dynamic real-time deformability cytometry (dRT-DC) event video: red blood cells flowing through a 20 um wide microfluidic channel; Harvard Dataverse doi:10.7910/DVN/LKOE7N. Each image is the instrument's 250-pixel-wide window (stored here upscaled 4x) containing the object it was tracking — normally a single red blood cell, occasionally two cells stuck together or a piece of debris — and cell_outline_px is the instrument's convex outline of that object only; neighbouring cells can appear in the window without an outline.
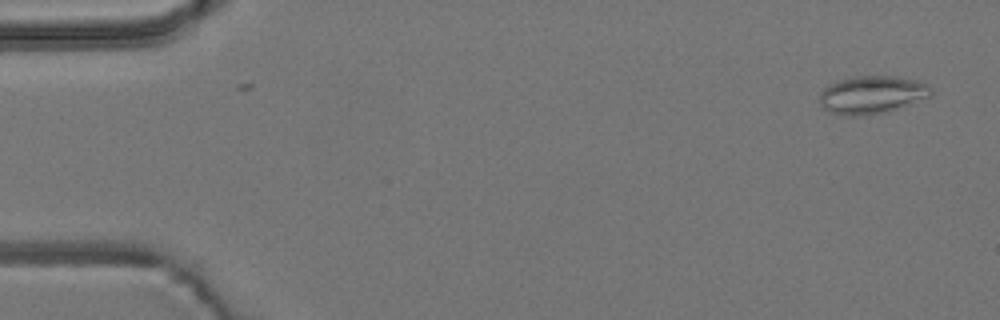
{"species": "common noctule bat (a hibernating species)", "species_latin": "Nyctalus noctula", "temperature_condition": "room temperature", "stored_images_in_passage": 2, "camera_frame_rate_fps": 3000, "um_per_image_px": 0.085, "animal": {"sex": "male", "body_mass_g": 19.2, "forearm_length_mm": 51.8}, "frame": {"image": 1, "passage_image": 2, "time_ms": 1.0, "image_size_px": [1000, 320], "cell_outline_px": [[932, 96], [884, 112], [868, 116], [844, 116], [832, 112], [824, 108], [820, 104], [820, 92], [824, 88], [836, 80], [852, 76], [900, 76], [916, 80], [928, 84], [932, 88]], "centroid_in_image_um": [74.11, 8.04], "position_along_channel_um": 10.9, "area_um2": 24.8}}